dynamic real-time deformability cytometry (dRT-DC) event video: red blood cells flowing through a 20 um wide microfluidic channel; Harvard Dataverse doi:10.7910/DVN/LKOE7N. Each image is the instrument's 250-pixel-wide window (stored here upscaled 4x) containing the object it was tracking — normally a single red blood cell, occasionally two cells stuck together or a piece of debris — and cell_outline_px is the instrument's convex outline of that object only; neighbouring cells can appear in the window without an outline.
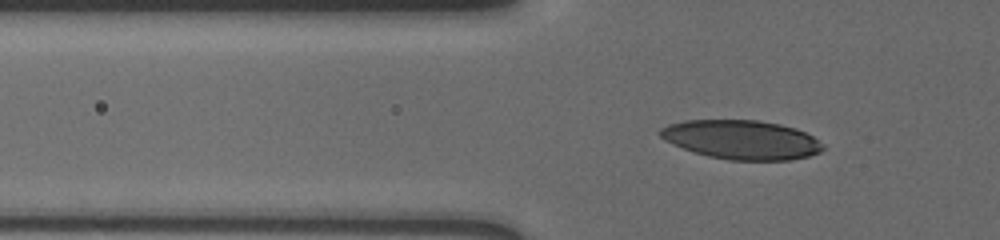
{"species": "human", "species_latin": "Homo sapiens", "temperature_condition": "cold", "stored_images_in_passage": 61, "camera_frame_rate_fps": 3000, "um_per_image_px": 0.085, "donor": {"sex": "male"}, "frame": {"image": 1, "passage_image": 23, "time_ms": 7.333, "image_size_px": [1000, 240], "cell_outline_px": [[824, 148], [820, 152], [808, 156], [788, 160], [732, 160], [708, 156], [684, 148], [660, 136], [660, 128], [668, 124], [684, 120], [756, 120], [780, 124], [796, 128], [812, 136], [824, 144]], "centroid_in_image_um": [63.07, 11.86], "position_along_channel_um": 62.7, "area_um2": 36.7}}
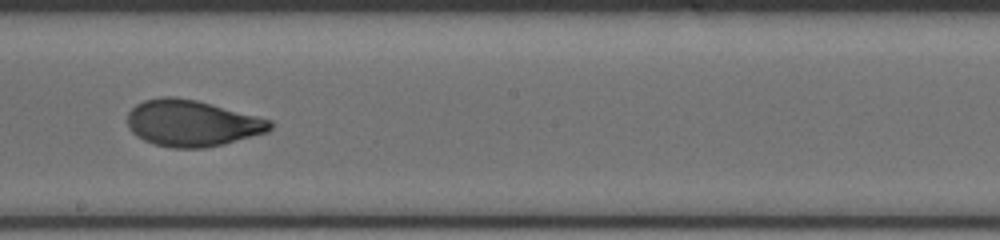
{"frame": {"image": 2, "passage_image": 38, "time_ms": 12.333, "image_size_px": [1000, 240], "cell_outline_px": [[272, 128], [268, 132], [224, 144], [204, 148], [172, 148], [156, 144], [144, 140], [136, 136], [128, 128], [128, 112], [136, 104], [144, 100], [160, 96], [176, 96], [196, 100], [272, 120]], "centroid_in_image_um": [16.3, 10.47], "position_along_channel_um": 231.9, "area_um2": 38.61}}
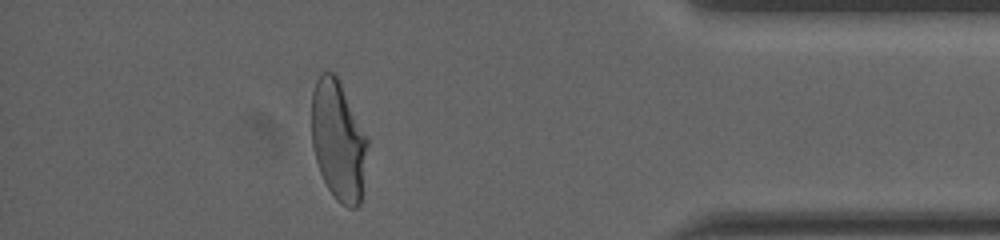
{"frame": {"image": 3, "passage_image": 55, "time_ms": 18.0, "image_size_px": [1000, 240], "cell_outline_px": [[368, 144], [360, 204], [356, 208], [348, 208], [340, 204], [336, 200], [328, 188], [320, 172], [316, 160], [312, 144], [312, 92], [316, 80], [320, 72], [332, 72], [340, 80], [368, 136]], "centroid_in_image_um": [28.77, 11.93], "position_along_channel_um": 406.4, "area_um2": 39.42}}